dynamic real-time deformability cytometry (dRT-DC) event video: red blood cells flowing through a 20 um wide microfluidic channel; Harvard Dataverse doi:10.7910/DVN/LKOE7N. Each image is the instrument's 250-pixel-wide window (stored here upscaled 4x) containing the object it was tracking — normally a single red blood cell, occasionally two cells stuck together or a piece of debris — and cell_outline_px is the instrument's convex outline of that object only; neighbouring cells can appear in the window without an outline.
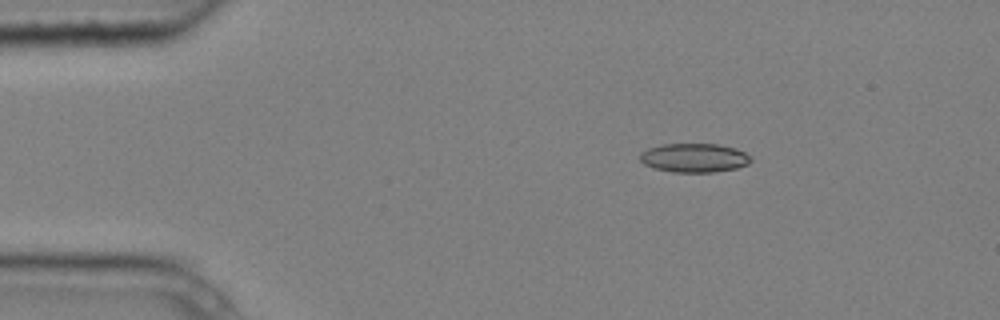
{"species": "common noctule bat (a hibernating species)", "species_latin": "Nyctalus noctula", "temperature_condition": "cold", "stored_images_in_passage": 5, "camera_frame_rate_fps": 3000, "um_per_image_px": 0.085, "animal": {"sex": "male", "body_mass_g": 20.4}, "frame": {"image": 1, "passage_image": 3, "time_ms": 0.667, "image_size_px": [1000, 320], "cell_outline_px": [[752, 160], [748, 164], [736, 168], [712, 172], [672, 172], [652, 168], [644, 164], [640, 160], [640, 152], [648, 148], [660, 144], [720, 144], [736, 148], [752, 156]], "centroid_in_image_um": [59.0, 13.41], "position_along_channel_um": 26.0, "area_um2": 18.9}}
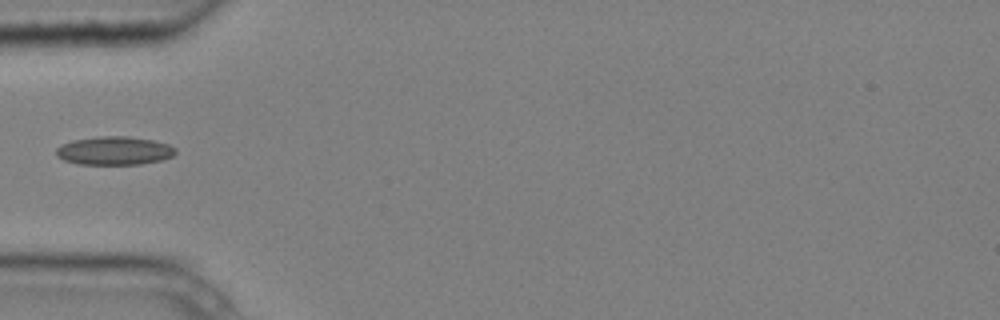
{"frame": {"image": 2, "passage_image": 5, "time_ms": 1.333, "image_size_px": [1000, 320], "cell_outline_px": [[176, 152], [172, 156], [160, 160], [140, 164], [80, 164], [64, 160], [56, 156], [56, 148], [60, 144], [72, 140], [100, 136], [128, 136], [152, 140], [168, 144], [176, 148]], "centroid_in_image_um": [9.69, 12.8], "position_along_channel_um": 75.3, "area_um2": 19.77}}